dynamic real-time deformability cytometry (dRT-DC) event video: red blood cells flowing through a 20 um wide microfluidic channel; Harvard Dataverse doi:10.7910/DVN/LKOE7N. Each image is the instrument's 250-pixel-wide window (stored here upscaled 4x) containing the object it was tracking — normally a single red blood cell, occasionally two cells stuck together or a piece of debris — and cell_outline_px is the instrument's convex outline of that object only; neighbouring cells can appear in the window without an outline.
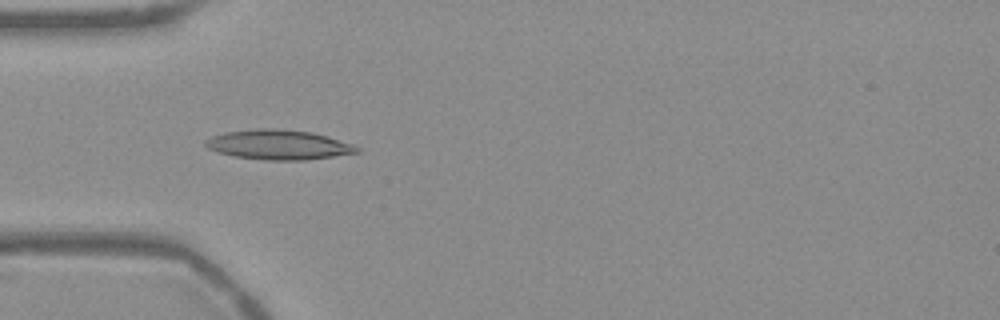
{"species": "Egyptian fruit bat (a non-hibernating species)", "species_latin": "Rousettus aegyptiacus", "temperature_condition": "warm", "stored_images_in_passage": 53, "camera_frame_rate_fps": 3000, "um_per_image_px": 0.085, "frame": {"image": 1, "passage_image": 16, "time_ms": 5.0, "image_size_px": [1000, 320], "cell_outline_px": [[360, 152], [304, 160], [264, 160], [232, 156], [216, 152], [208, 148], [204, 144], [204, 140], [212, 136], [224, 132], [256, 128], [276, 128], [312, 132], [328, 136], [352, 144], [360, 148]], "centroid_in_image_um": [23.64, 12.29], "position_along_channel_um": 61.4, "area_um2": 26.41}}
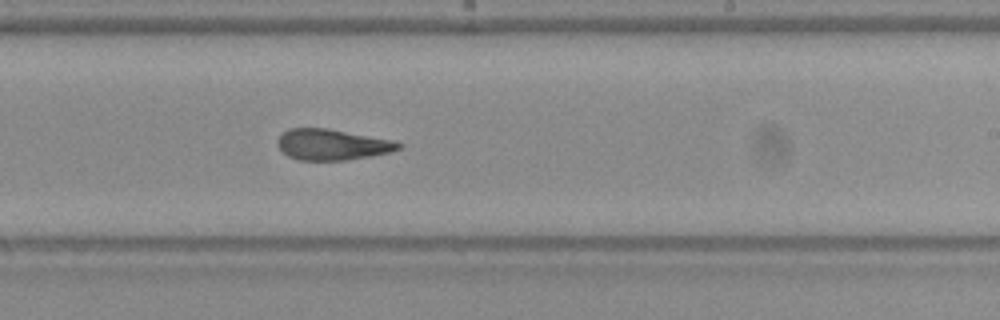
{"frame": {"image": 2, "passage_image": 32, "time_ms": 10.333, "image_size_px": [1000, 320], "cell_outline_px": [[404, 148], [392, 152], [372, 156], [344, 160], [300, 160], [288, 156], [276, 144], [276, 140], [288, 128], [328, 128], [392, 140], [404, 144]], "centroid_in_image_um": [28.27, 12.29], "position_along_channel_um": 260.7, "area_um2": 21.91}}
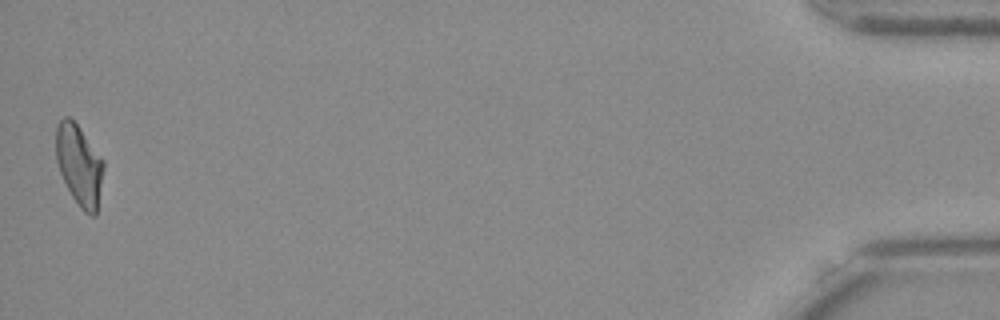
{"frame": {"image": 3, "passage_image": 53, "time_ms": 17.333, "image_size_px": [1000, 320], "cell_outline_px": [[104, 168], [96, 216], [92, 216], [84, 212], [80, 208], [72, 196], [60, 172], [56, 160], [56, 128], [60, 120], [64, 116], [68, 116], [76, 124], [104, 160]], "centroid_in_image_um": [6.74, 14.05], "position_along_channel_um": 428.5, "area_um2": 22.2}, "authors_computed_cell_mechanics": {"area_um2": 22.831, "velocity_mm_per_s": 3.7616, "shape_relaxation_time_tau1_ms": null, "shape_relaxation_time_tau2_ms": 2.8613, "deformation_change_tau1": null, "deformation_change_tau2": 0.1072}}